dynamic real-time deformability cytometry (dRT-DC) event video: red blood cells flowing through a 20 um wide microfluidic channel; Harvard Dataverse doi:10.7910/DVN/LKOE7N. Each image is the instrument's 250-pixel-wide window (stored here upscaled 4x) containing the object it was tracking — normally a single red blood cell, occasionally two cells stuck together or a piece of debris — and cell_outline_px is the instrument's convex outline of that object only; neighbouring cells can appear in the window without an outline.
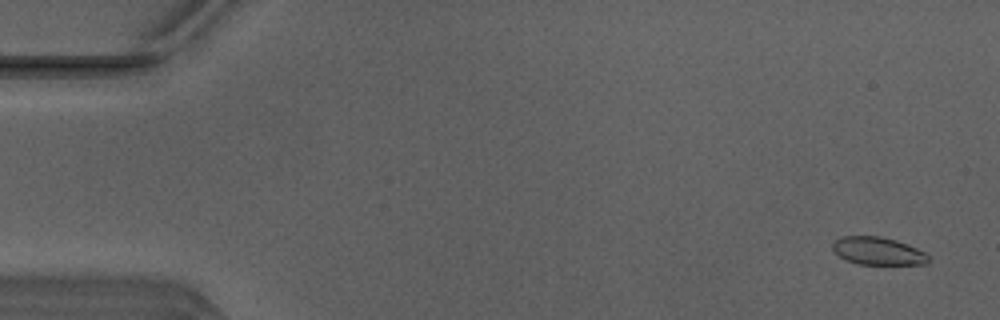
{"species": "Egyptian fruit bat (a non-hibernating species)", "species_latin": "Rousettus aegyptiacus", "temperature_condition": "warm", "stored_images_in_passage": 52, "camera_frame_rate_fps": 3000, "um_per_image_px": 0.085, "animal": {"sex": "male"}, "frame": {"image": 1, "passage_image": 3, "time_ms": 0.667, "image_size_px": [1000, 320], "cell_outline_px": [[928, 260], [924, 264], [860, 264], [844, 260], [832, 248], [832, 240], [840, 236], [880, 236], [896, 240], [916, 248], [924, 252], [928, 256]], "centroid_in_image_um": [74.56, 21.32], "position_along_channel_um": 10.4, "area_um2": 15.43}}
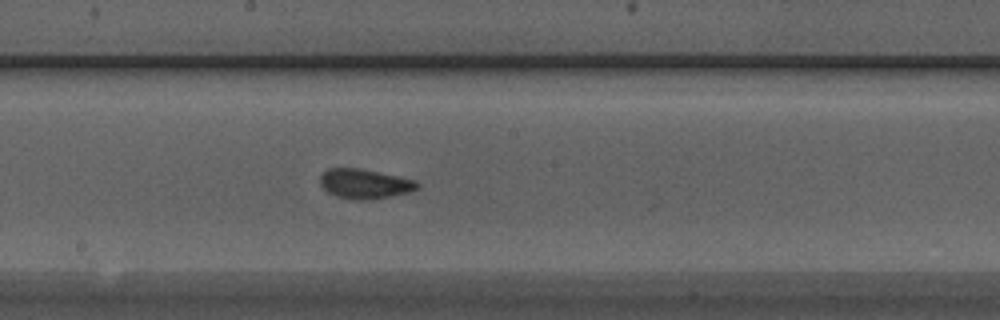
{"frame": {"image": 2, "passage_image": 28, "time_ms": 9.0, "image_size_px": [1000, 320], "cell_outline_px": [[420, 188], [408, 192], [368, 200], [356, 200], [336, 196], [328, 192], [320, 184], [320, 176], [328, 168], [360, 168], [416, 180], [420, 184]], "centroid_in_image_um": [31.0, 15.62], "position_along_channel_um": 217.2, "area_um2": 16.7}}
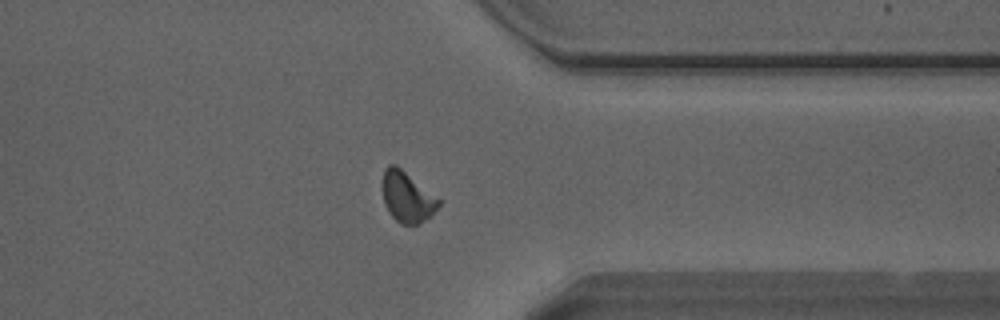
{"frame": {"image": 3, "passage_image": 40, "time_ms": 13.0, "image_size_px": [1000, 320], "cell_outline_px": [[440, 204], [424, 220], [416, 224], [400, 224], [388, 212], [384, 204], [380, 184], [384, 168], [388, 164], [396, 164], [440, 200]], "centroid_in_image_um": [34.51, 16.7], "position_along_channel_um": 376.9, "area_um2": 16.53}, "authors_computed_cell_mechanics": {"area_um2": 16.473, "velocity_mm_per_s": 4.1228, "shape_relaxation_time_tau1_ms": 7.3743, "shape_relaxation_time_tau2_ms": 0.8405, "deformation_change_tau1": 0.1653, "deformation_change_tau2": 0.062}}